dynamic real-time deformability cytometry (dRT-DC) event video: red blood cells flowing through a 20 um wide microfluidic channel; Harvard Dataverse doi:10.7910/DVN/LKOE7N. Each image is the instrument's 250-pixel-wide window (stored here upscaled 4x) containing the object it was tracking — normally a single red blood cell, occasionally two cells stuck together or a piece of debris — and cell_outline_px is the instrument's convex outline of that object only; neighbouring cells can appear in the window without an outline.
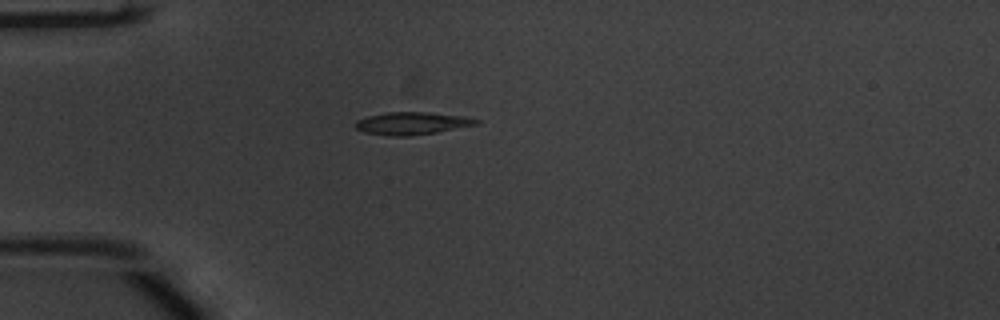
{"species": "common noctule bat (a hibernating species)", "species_latin": "Nyctalus noctula", "temperature_condition": "warm", "stored_images_in_passage": 40, "camera_frame_rate_fps": 3000, "um_per_image_px": 0.085, "animal": {"sex": "male", "body_mass_g": 20.1, "forearm_length_mm": 53.5}, "frame": {"image": 1, "passage_image": 2, "time_ms": 0.333, "image_size_px": [1000, 320], "cell_outline_px": [[480, 124], [436, 132], [412, 136], [392, 136], [364, 132], [356, 128], [356, 120], [368, 116], [388, 112], [428, 112], [468, 116], [480, 120]], "centroid_in_image_um": [35.08, 10.48], "position_along_channel_um": 49.9, "area_um2": 15.95}}
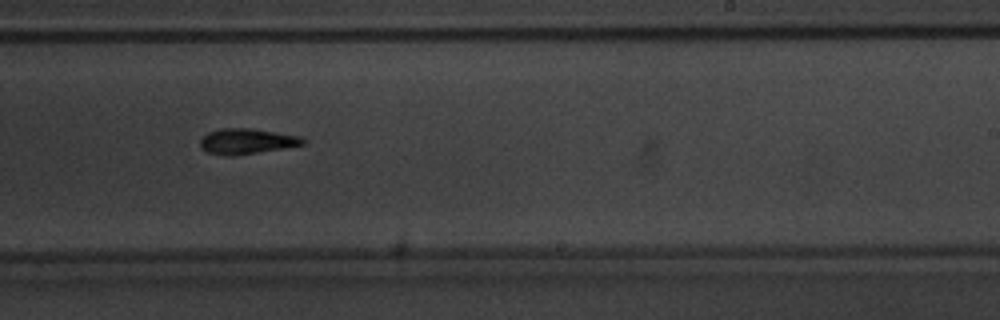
{"frame": {"image": 2, "passage_image": 20, "time_ms": 6.333, "image_size_px": [1000, 320], "cell_outline_px": [[308, 140], [304, 144], [284, 148], [236, 156], [228, 156], [208, 152], [200, 148], [200, 140], [208, 132], [220, 128], [248, 128], [300, 136]], "centroid_in_image_um": [20.97, 12.01], "position_along_channel_um": 268.0, "area_um2": 15.26}}
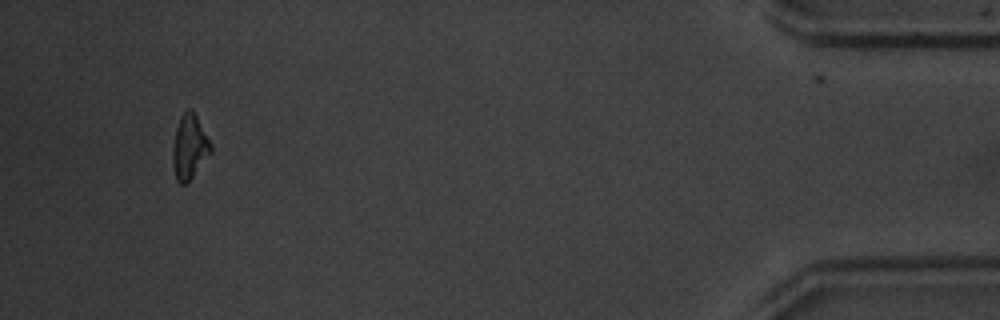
{"frame": {"image": 3, "passage_image": 37, "time_ms": 12.0, "image_size_px": [1000, 320], "cell_outline_px": [[212, 152], [192, 176], [184, 184], [180, 184], [176, 180], [172, 164], [172, 148], [176, 128], [180, 116], [188, 108], [192, 108], [212, 144]], "centroid_in_image_um": [16.1, 12.46], "position_along_channel_um": 419.1, "area_um2": 14.33}, "authors_computed_cell_mechanics": {"area_um2": 14.9991, "velocity_mm_per_s": 3.8716, "shape_relaxation_time_tau1_ms": 3.2638, "shape_relaxation_time_tau2_ms": 8.1746, "deformation_change_tau1": 0.1345, "deformation_change_tau2": 0.1982}}